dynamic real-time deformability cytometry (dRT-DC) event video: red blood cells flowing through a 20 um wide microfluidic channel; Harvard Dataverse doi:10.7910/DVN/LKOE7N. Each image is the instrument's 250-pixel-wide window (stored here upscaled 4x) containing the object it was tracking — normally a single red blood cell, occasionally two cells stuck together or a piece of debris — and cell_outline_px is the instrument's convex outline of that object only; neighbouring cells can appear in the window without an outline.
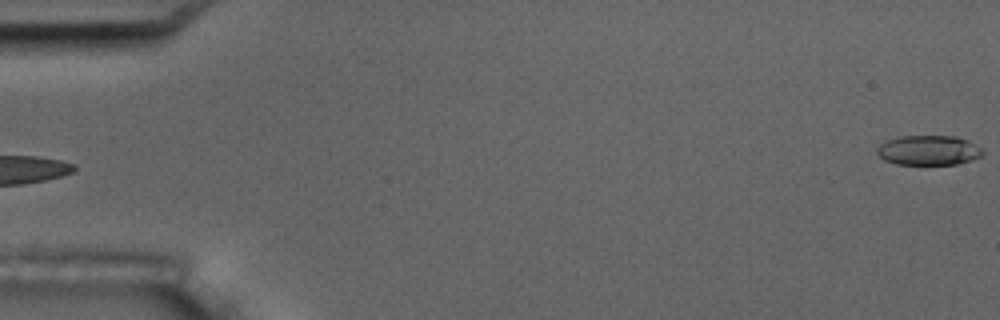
{"species": "common noctule bat (a hibernating species)", "species_latin": "Nyctalus noctula", "temperature_condition": "room temperature", "stored_images_in_passage": 5, "segment_of_instrument_passage": [2, 2], "camera_frame_rate_fps": 3000, "um_per_image_px": 0.085, "animal": {"sex": "male", "body_mass_g": 17.5, "forearm_length_mm": 52.3}, "frame": {"image": 1, "passage_image": 5, "time_ms": 5.667, "image_size_px": [1000, 320], "cell_outline_px": [[984, 152], [980, 156], [972, 160], [956, 164], [896, 164], [884, 160], [876, 152], [876, 148], [880, 144], [888, 140], [900, 136], [956, 136], [968, 140], [980, 148]], "centroid_in_image_um": [78.91, 12.77], "position_along_channel_um": 6.1, "area_um2": 18.26}}